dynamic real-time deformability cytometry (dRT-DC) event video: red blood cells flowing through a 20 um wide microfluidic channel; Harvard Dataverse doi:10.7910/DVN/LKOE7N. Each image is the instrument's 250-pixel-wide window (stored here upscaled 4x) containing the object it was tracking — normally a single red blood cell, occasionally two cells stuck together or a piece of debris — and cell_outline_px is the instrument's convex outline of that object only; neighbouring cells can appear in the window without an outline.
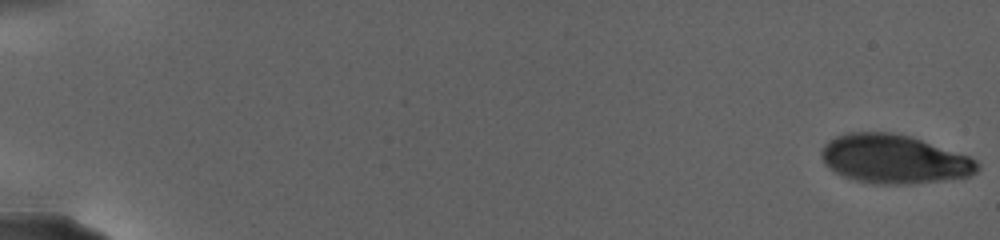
{"species": "human", "species_latin": "Homo sapiens", "temperature_condition": "warm", "stored_images_in_passage": 76, "camera_frame_rate_fps": 3000, "um_per_image_px": 0.085, "donor": {"sex": "female"}, "frame": {"image": 1, "passage_image": 1, "time_ms": 0.0, "image_size_px": [1000, 240], "cell_outline_px": [[980, 168], [976, 172], [968, 176], [944, 180], [912, 184], [872, 184], [856, 180], [832, 172], [824, 164], [820, 156], [820, 152], [824, 144], [828, 140], [836, 136], [848, 132], [888, 132], [908, 136], [968, 156], [976, 160], [980, 164]], "centroid_in_image_um": [75.93, 13.53], "position_along_channel_um": 9.1, "area_um2": 44.39}}
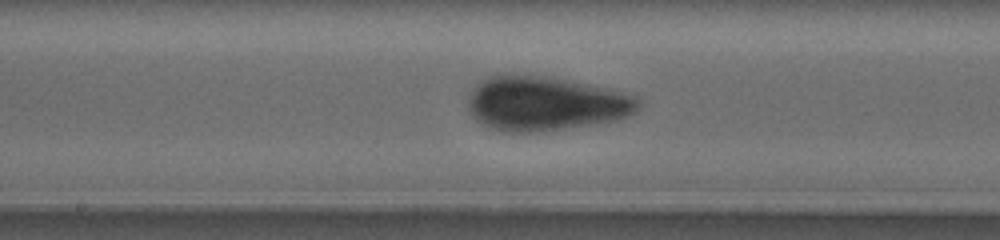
{"frame": {"image": 2, "passage_image": 44, "time_ms": 15.667, "image_size_px": [1000, 240], "cell_outline_px": [[640, 108], [636, 112], [628, 116], [616, 120], [564, 128], [532, 132], [508, 132], [488, 128], [476, 120], [472, 116], [468, 104], [468, 100], [472, 88], [480, 80], [488, 76], [504, 72], [512, 72], [548, 76], [572, 80], [608, 88], [636, 96], [640, 100]], "centroid_in_image_um": [46.32, 8.76], "position_along_channel_um": 201.9, "area_um2": 54.79}}
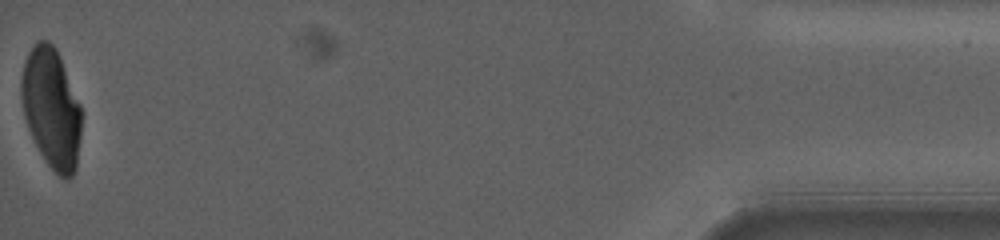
{"frame": {"image": 3, "passage_image": 76, "time_ms": 28.333, "image_size_px": [1000, 240], "cell_outline_px": [[80, 136], [76, 168], [72, 176], [64, 180], [48, 164], [40, 152], [28, 128], [24, 116], [20, 96], [20, 80], [24, 60], [32, 44], [36, 40], [48, 40], [56, 48], [80, 104]], "centroid_in_image_um": [4.33, 9.15], "position_along_channel_um": 430.9, "area_um2": 41.96}, "authors_computed_cell_mechanics": {"area_um2": 48.0318, "velocity_mm_per_s": 2.4725, "shape_relaxation_time_tau1_ms": 5.6864, "shape_relaxation_time_tau2_ms": null, "deformation_change_tau1": 0.177, "deformation_change_tau2": null}}